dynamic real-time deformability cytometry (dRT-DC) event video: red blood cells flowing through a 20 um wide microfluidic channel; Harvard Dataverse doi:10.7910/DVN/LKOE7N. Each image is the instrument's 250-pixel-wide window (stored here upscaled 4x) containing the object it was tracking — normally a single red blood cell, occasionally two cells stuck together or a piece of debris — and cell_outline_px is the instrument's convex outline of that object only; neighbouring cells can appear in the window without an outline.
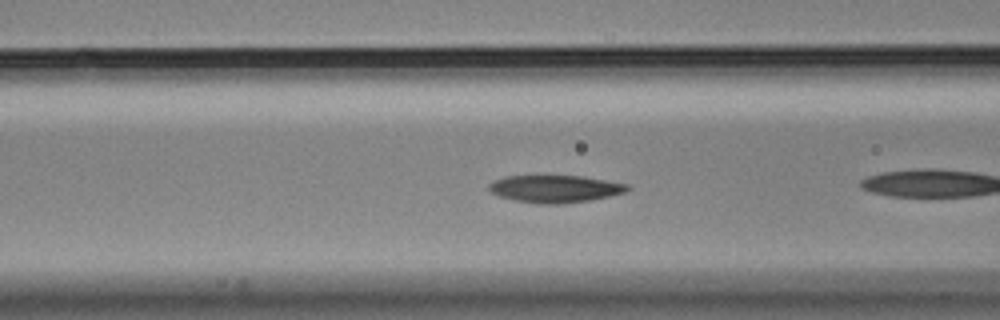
{"species": "Egyptian fruit bat (a non-hibernating species)", "species_latin": "Rousettus aegyptiacus", "temperature_condition": "cold", "stored_images_in_passage": 9, "camera_frame_rate_fps": 3000, "um_per_image_px": 0.085, "animal": {"sex": "male"}, "frame": {"image": 1, "passage_image": 7, "time_ms": 2.0, "image_size_px": [1000, 320], "cell_outline_px": [[632, 188], [624, 192], [608, 196], [588, 200], [564, 204], [540, 204], [512, 200], [500, 196], [492, 192], [488, 188], [488, 184], [492, 180], [504, 176], [584, 176], [628, 184]], "centroid_in_image_um": [47.15, 16.04], "position_along_channel_um": 119.4, "area_um2": 22.14}}